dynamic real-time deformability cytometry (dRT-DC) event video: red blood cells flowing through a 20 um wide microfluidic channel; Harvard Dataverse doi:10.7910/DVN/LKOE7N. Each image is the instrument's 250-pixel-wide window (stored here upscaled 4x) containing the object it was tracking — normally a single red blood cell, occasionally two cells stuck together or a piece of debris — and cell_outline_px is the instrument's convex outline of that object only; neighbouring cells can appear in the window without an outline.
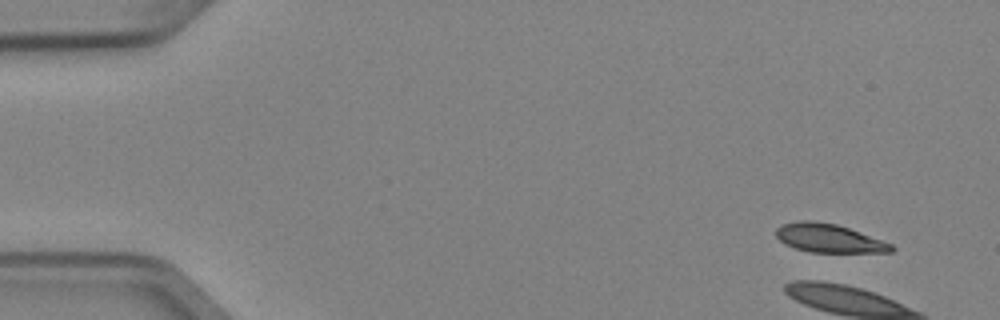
{"species": "Egyptian fruit bat (a non-hibernating species)", "species_latin": "Rousettus aegyptiacus", "temperature_condition": "cold", "stored_images_in_passage": 4, "camera_frame_rate_fps": 3000, "um_per_image_px": 0.085, "animal": {"sex": "female"}, "frame": {"image": 1, "passage_image": 1, "time_ms": 0.0, "image_size_px": [1000, 320], "cell_outline_px": [[896, 248], [892, 252], [808, 252], [784, 244], [776, 236], [776, 228], [780, 224], [800, 220], [812, 220], [836, 224], [860, 232], [892, 244]], "centroid_in_image_um": [70.42, 20.24], "position_along_channel_um": 14.6, "area_um2": 19.19}}